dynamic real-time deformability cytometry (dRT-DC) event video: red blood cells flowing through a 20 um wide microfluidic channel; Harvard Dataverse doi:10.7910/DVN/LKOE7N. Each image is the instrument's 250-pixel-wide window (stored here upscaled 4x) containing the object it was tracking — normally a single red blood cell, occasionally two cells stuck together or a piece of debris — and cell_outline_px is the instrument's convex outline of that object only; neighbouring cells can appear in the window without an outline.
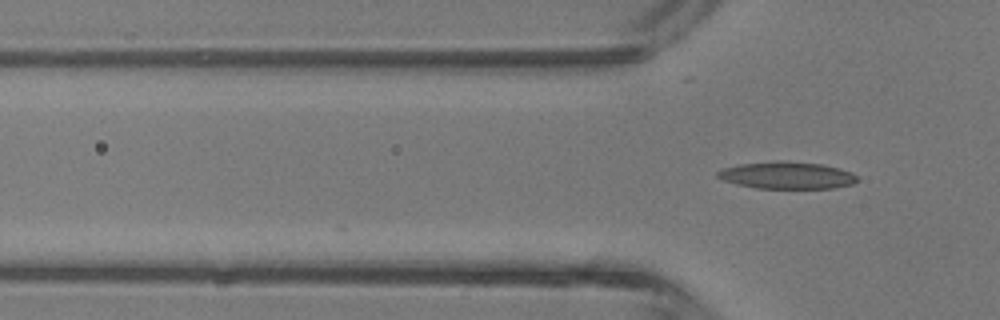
{"species": "common noctule bat (a hibernating species)", "species_latin": "Nyctalus noctula", "temperature_condition": "room temperature", "stored_images_in_passage": 4, "camera_frame_rate_fps": 3000, "um_per_image_px": 0.085, "animal": {"sex": "male", "body_mass_g": 13.3}, "frame": {"image": 1, "passage_image": 4, "time_ms": 3.333, "image_size_px": [1000, 320], "cell_outline_px": [[860, 180], [852, 184], [832, 188], [756, 188], [736, 184], [724, 180], [716, 176], [716, 172], [720, 168], [740, 164], [776, 160], [784, 160], [824, 164], [840, 168], [852, 172]], "centroid_in_image_um": [66.88, 14.88], "position_along_channel_um": 58.9, "area_um2": 22.37}}